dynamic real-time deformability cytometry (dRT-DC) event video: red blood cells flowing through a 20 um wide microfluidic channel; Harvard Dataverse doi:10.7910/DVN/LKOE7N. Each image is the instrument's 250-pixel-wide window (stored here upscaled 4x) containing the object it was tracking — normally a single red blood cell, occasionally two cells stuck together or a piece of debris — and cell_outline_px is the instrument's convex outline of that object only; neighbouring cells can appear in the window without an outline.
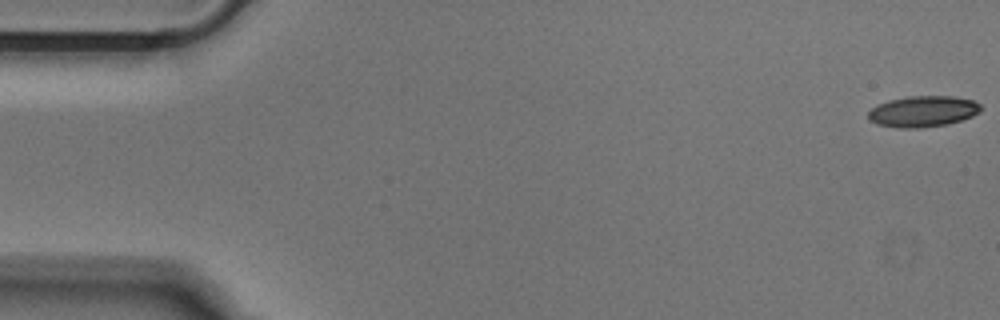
{"species": "Egyptian fruit bat (a non-hibernating species)", "species_latin": "Rousettus aegyptiacus", "temperature_condition": "cold", "stored_images_in_passage": 52, "camera_frame_rate_fps": 3000, "um_per_image_px": 0.085, "animal": {"sex": "male"}, "frame": {"image": 1, "passage_image": 1, "time_ms": 0.0, "image_size_px": [1000, 320], "cell_outline_px": [[980, 112], [972, 116], [948, 124], [920, 128], [900, 128], [876, 124], [868, 120], [868, 112], [876, 104], [888, 100], [908, 96], [952, 96], [972, 100], [980, 104]], "centroid_in_image_um": [78.41, 9.47], "position_along_channel_um": 6.6, "area_um2": 20.46}}
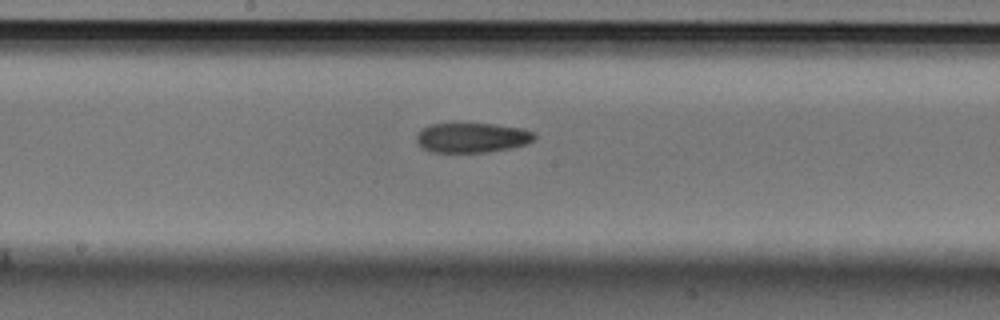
{"frame": {"image": 2, "passage_image": 27, "time_ms": 8.667, "image_size_px": [1000, 320], "cell_outline_px": [[536, 136], [532, 140], [524, 144], [508, 148], [488, 152], [432, 152], [420, 148], [416, 144], [416, 136], [424, 128], [432, 124], [492, 124], [520, 128], [536, 132]], "centroid_in_image_um": [40.09, 11.71], "position_along_channel_um": 208.1, "area_um2": 20.29}}
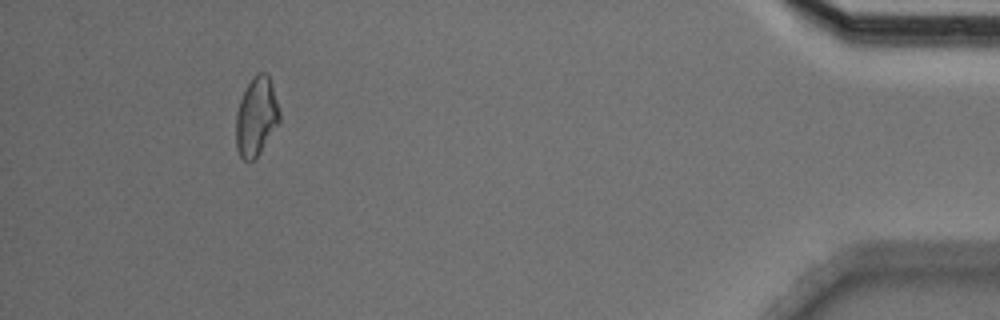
{"frame": {"image": 3, "passage_image": 48, "time_ms": 15.667, "image_size_px": [1000, 320], "cell_outline_px": [[280, 120], [260, 152], [252, 160], [244, 160], [240, 156], [236, 148], [236, 112], [240, 100], [248, 84], [256, 72], [264, 72], [268, 76], [272, 84], [280, 112]], "centroid_in_image_um": [21.78, 9.9], "position_along_channel_um": 413.4, "area_um2": 19.71}}